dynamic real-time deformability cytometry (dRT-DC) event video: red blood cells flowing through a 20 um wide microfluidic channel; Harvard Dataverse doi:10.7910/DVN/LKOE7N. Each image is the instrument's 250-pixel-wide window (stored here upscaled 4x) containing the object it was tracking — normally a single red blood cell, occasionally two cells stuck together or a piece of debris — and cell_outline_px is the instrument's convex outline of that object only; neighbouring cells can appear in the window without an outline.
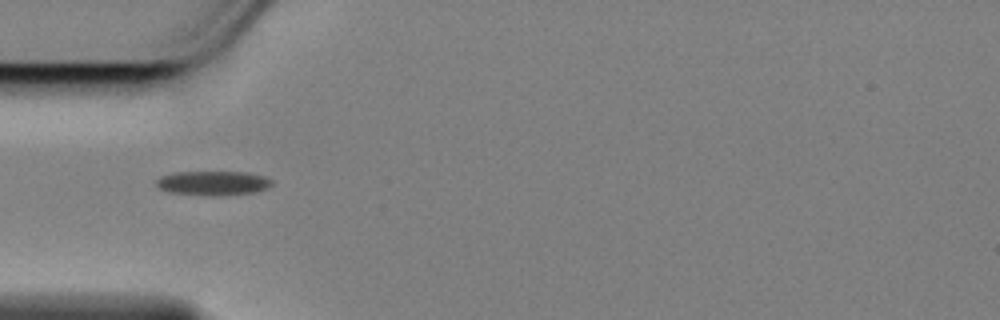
{"species": "Egyptian fruit bat (a non-hibernating species)", "species_latin": "Rousettus aegyptiacus", "temperature_condition": "cold", "stored_images_in_passage": 41, "camera_frame_rate_fps": 3000, "um_per_image_px": 0.085, "animal": {"sex": "female"}, "frame": {"image": 1, "passage_image": 1, "time_ms": 0.0, "image_size_px": [1000, 320], "cell_outline_px": [[272, 184], [264, 188], [252, 192], [172, 192], [160, 188], [156, 184], [156, 180], [160, 176], [172, 172], [248, 172], [264, 176], [272, 180]], "centroid_in_image_um": [18.08, 15.47], "position_along_channel_um": 66.9, "area_um2": 14.97}}
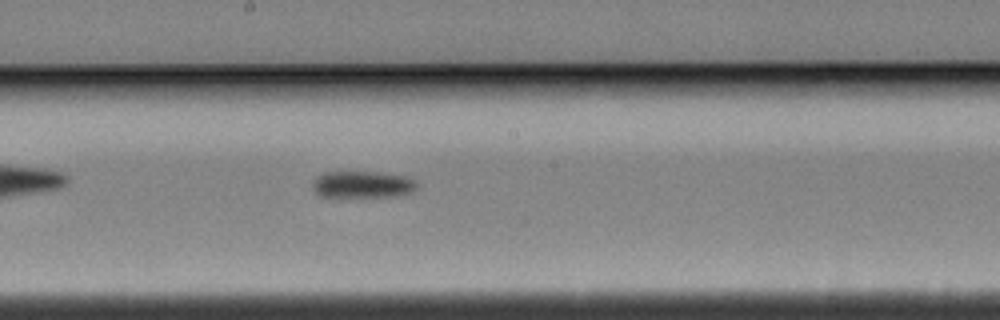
{"frame": {"image": 2, "passage_image": 14, "time_ms": 4.333, "image_size_px": [1000, 320], "cell_outline_px": [[420, 184], [412, 192], [396, 196], [320, 196], [312, 188], [312, 184], [316, 176], [324, 172], [380, 172], [408, 176], [416, 180]], "centroid_in_image_um": [30.86, 15.66], "position_along_channel_um": 217.3, "area_um2": 16.42}}
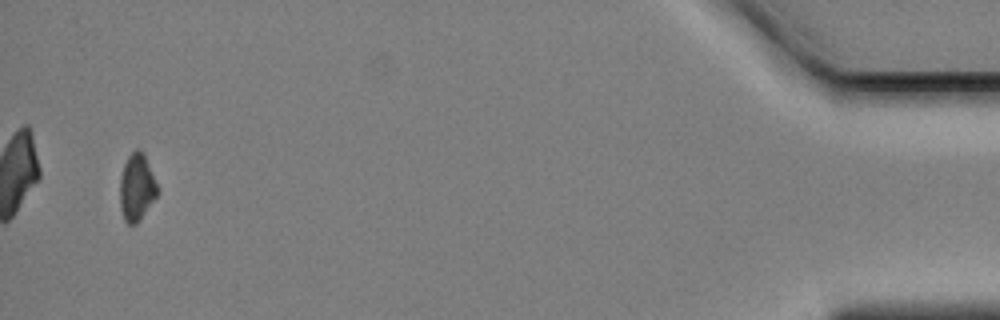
{"frame": {"image": 3, "passage_image": 39, "time_ms": 12.667, "image_size_px": [1000, 320], "cell_outline_px": [[160, 192], [136, 224], [128, 224], [124, 220], [120, 208], [120, 180], [124, 164], [128, 156], [136, 148], [140, 148], [144, 152], [160, 188]], "centroid_in_image_um": [11.65, 15.89], "position_along_channel_um": 423.5, "area_um2": 14.97}, "authors_computed_cell_mechanics": {"area_um2": 15.7216, "velocity_mm_per_s": 3.469, "shape_relaxation_time_tau1_ms": 4.5304, "shape_relaxation_time_tau2_ms": null, "deformation_change_tau1": 0.1067, "deformation_change_tau2": null}}